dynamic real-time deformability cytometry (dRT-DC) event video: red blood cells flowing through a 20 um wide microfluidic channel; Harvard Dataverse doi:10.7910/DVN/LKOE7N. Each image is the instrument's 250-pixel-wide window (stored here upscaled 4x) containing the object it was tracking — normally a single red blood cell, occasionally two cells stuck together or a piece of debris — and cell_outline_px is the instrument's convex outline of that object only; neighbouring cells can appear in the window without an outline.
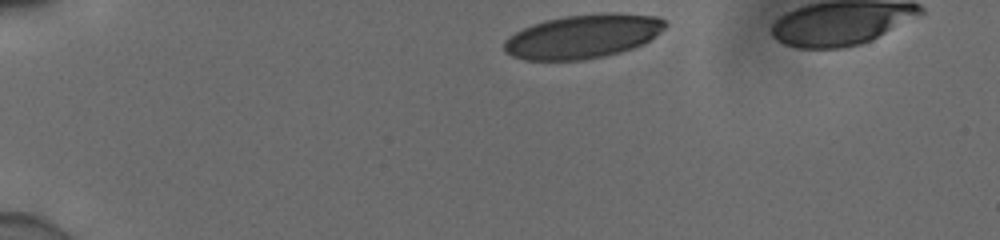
{"species": "human", "species_latin": "Homo sapiens", "temperature_condition": "cold", "stored_images_in_passage": 35, "camera_frame_rate_fps": 3000, "um_per_image_px": 0.085, "donor": {"sex": "male"}, "frame": {"image": 1, "passage_image": 1, "time_ms": 0.0, "image_size_px": [1000, 240], "cell_outline_px": [[668, 24], [660, 32], [644, 44], [620, 52], [604, 56], [580, 60], [524, 60], [512, 56], [504, 52], [504, 40], [508, 36], [532, 24], [544, 20], [564, 16], [656, 16], [664, 20]], "centroid_in_image_um": [49.45, 3.15], "position_along_channel_um": 35.5, "area_um2": 39.94}}
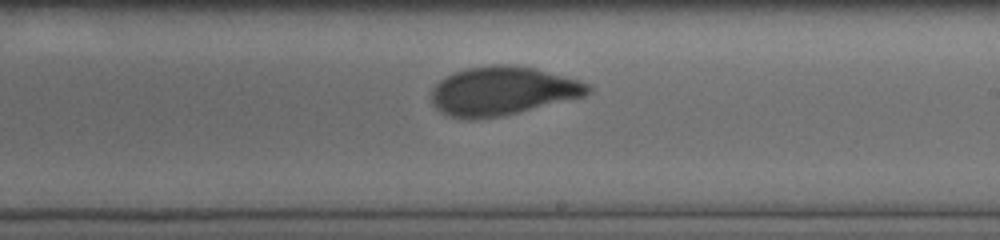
{"frame": {"image": 2, "passage_image": 23, "time_ms": 7.333, "image_size_px": [1000, 240], "cell_outline_px": [[592, 88], [584, 96], [500, 116], [472, 120], [452, 116], [436, 108], [432, 104], [432, 88], [444, 76], [452, 72], [468, 68], [492, 64], [512, 64], [536, 68], [580, 80], [588, 84]], "centroid_in_image_um": [42.69, 7.71], "position_along_channel_um": 246.3, "area_um2": 44.22}}
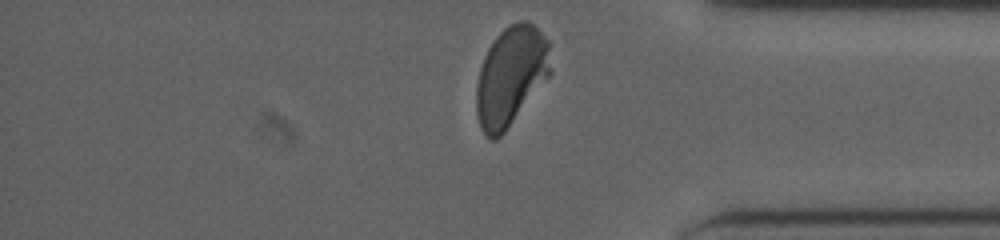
{"frame": {"image": 3, "passage_image": 35, "time_ms": 11.333, "image_size_px": [1000, 240], "cell_outline_px": [[552, 72], [504, 132], [496, 140], [492, 140], [484, 136], [480, 128], [476, 112], [476, 84], [480, 68], [484, 56], [488, 48], [496, 36], [504, 28], [520, 20], [528, 20], [552, 44]], "centroid_in_image_um": [43.43, 6.45], "position_along_channel_um": 391.8, "area_um2": 43.29}, "authors_computed_cell_mechanics": {"area_um2": 44.0436, "velocity_mm_per_s": 3.8738, "shape_relaxation_time_tau1_ms": 3.1394, "shape_relaxation_time_tau2_ms": null, "deformation_change_tau1": 0.1405, "deformation_change_tau2": null}}